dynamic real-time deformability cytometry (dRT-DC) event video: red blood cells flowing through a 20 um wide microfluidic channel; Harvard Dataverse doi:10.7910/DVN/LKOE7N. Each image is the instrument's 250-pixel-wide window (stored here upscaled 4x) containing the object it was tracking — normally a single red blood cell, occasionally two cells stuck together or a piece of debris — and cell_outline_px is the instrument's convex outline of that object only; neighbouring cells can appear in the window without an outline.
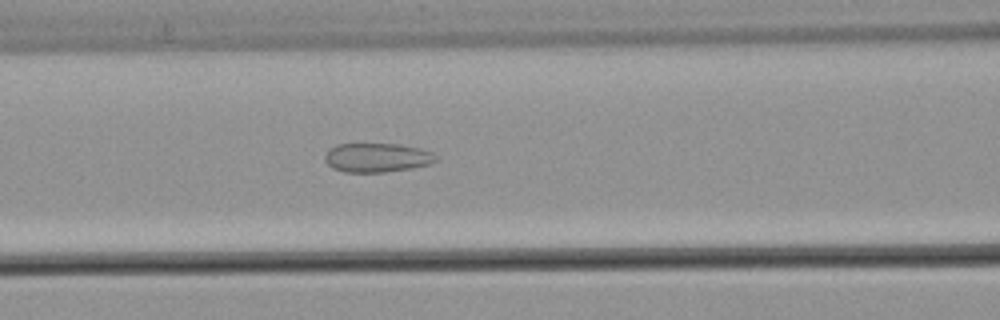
{"species": "common noctule bat (a hibernating species)", "species_latin": "Nyctalus noctula", "temperature_condition": "warm", "stored_images_in_passage": 54, "camera_frame_rate_fps": 3000, "um_per_image_px": 0.085, "animal": {"sex": "male", "body_mass_g": 21.5, "forearm_length_mm": 52.0}, "frame": {"image": 1, "passage_image": 23, "time_ms": 7.333, "image_size_px": [1000, 320], "cell_outline_px": [[440, 156], [432, 164], [412, 168], [384, 172], [344, 172], [332, 168], [324, 160], [324, 156], [328, 148], [336, 144], [396, 144], [420, 148], [432, 152]], "centroid_in_image_um": [32.05, 13.4], "position_along_channel_um": 134.6, "area_um2": 19.07}}
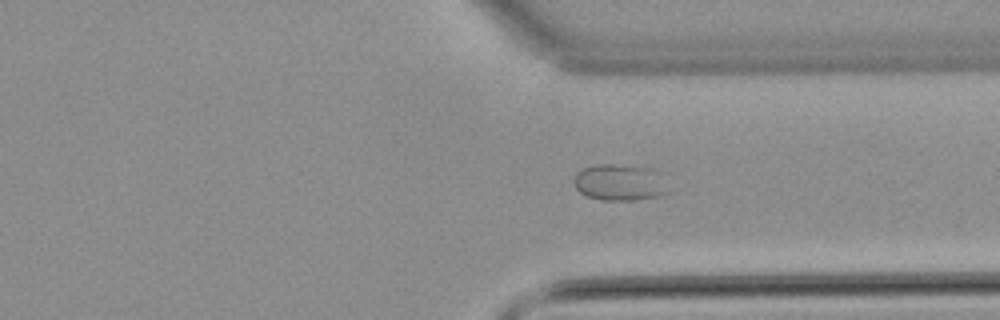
{"frame": {"image": 2, "passage_image": 41, "time_ms": 13.333, "image_size_px": [1000, 320], "cell_outline_px": [[668, 192], [660, 196], [632, 200], [600, 200], [584, 196], [576, 188], [572, 180], [576, 172], [592, 164], [616, 164], [656, 168], [660, 172]], "centroid_in_image_um": [52.65, 15.49], "position_along_channel_um": 358.8, "area_um2": 20.46}}
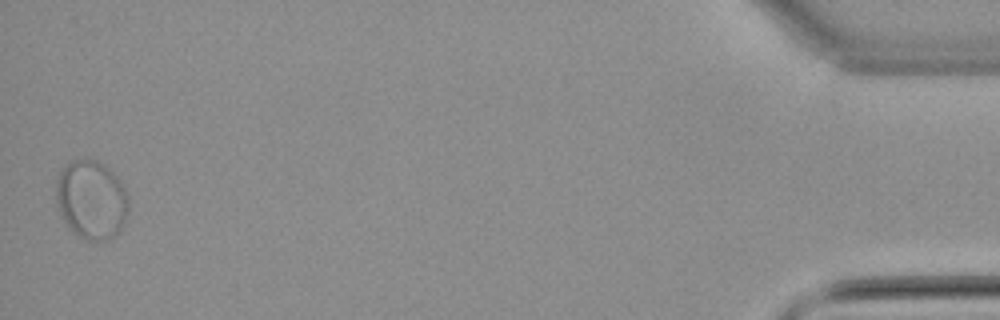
{"frame": {"image": 3, "passage_image": 54, "time_ms": 17.667, "image_size_px": [1000, 320], "cell_outline_px": [[128, 216], [120, 232], [108, 240], [84, 240], [72, 232], [64, 220], [56, 204], [56, 180], [64, 164], [72, 160], [96, 160], [108, 168], [116, 176], [128, 192]], "centroid_in_image_um": [7.78, 17.0], "position_along_channel_um": 427.4, "area_um2": 33.64}}